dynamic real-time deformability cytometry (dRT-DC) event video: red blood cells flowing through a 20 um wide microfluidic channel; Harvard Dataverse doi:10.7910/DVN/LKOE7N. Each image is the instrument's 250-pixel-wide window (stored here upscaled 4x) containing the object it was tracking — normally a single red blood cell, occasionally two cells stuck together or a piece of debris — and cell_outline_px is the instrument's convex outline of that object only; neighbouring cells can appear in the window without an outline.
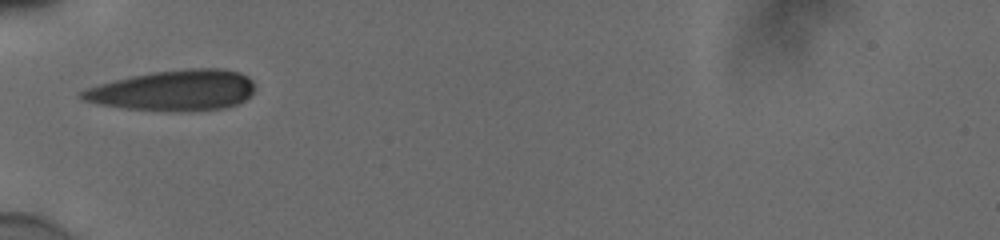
{"species": "human", "species_latin": "Homo sapiens", "temperature_condition": "cold", "stored_images_in_passage": 11, "camera_frame_rate_fps": 3000, "um_per_image_px": 0.085, "donor": {"sex": "male"}, "frame": {"image": 1, "passage_image": 1, "time_ms": 0.0, "image_size_px": [1000, 240], "cell_outline_px": [[252, 92], [244, 100], [228, 108], [180, 112], [168, 112], [124, 108], [100, 104], [84, 100], [80, 96], [80, 92], [88, 88], [100, 84], [132, 76], [152, 72], [188, 68], [220, 68], [240, 72], [248, 76], [252, 80]], "centroid_in_image_um": [14.8, 7.69], "position_along_channel_um": 70.2, "area_um2": 40.98}}
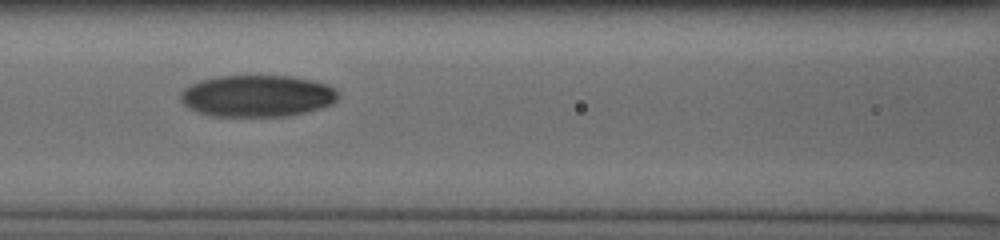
{"frame": {"image": 2, "passage_image": 7, "time_ms": 2.0, "image_size_px": [1000, 240], "cell_outline_px": [[336, 100], [332, 104], [320, 108], [288, 116], [212, 116], [188, 108], [180, 100], [180, 92], [184, 88], [200, 80], [220, 76], [292, 76], [312, 80], [328, 84], [336, 88]], "centroid_in_image_um": [21.85, 8.15], "position_along_channel_um": 144.7, "area_um2": 38.32}}
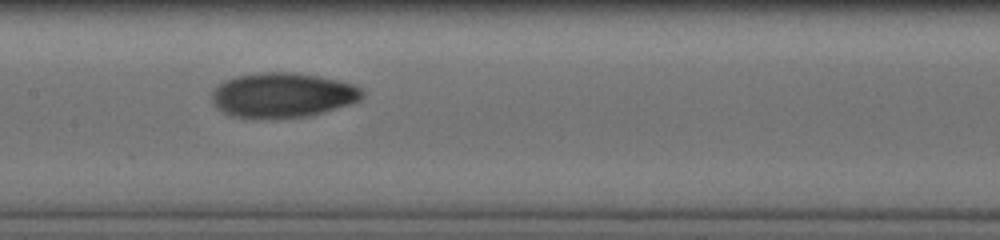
{"frame": {"image": 3, "passage_image": 10, "time_ms": 3.0, "image_size_px": [1000, 240], "cell_outline_px": [[364, 96], [360, 100], [348, 104], [308, 116], [228, 116], [220, 112], [212, 104], [212, 92], [224, 80], [236, 76], [260, 72], [296, 72], [320, 76], [352, 84], [360, 88], [364, 92]], "centroid_in_image_um": [23.99, 8.05], "position_along_channel_um": 183.4, "area_um2": 38.67}}